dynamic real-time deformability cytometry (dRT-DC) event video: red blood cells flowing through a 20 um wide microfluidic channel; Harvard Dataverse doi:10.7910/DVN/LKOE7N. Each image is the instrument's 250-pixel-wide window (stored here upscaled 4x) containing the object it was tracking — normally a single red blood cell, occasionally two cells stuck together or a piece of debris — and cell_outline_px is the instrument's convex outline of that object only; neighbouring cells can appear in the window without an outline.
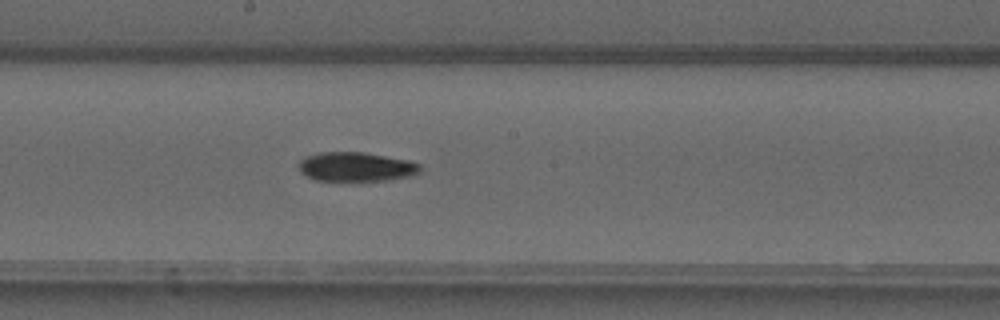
{"species": "common noctule bat (a hibernating species)", "species_latin": "Nyctalus noctula", "temperature_condition": "warm", "stored_images_in_passage": 30, "camera_frame_rate_fps": 3000, "um_per_image_px": 0.085, "animal": {"sex": "male", "forearm_length_mm": 52.5}, "frame": {"image": 1, "passage_image": 26, "time_ms": 8.333, "image_size_px": [1000, 320], "cell_outline_px": [[420, 172], [408, 176], [388, 180], [316, 180], [300, 172], [296, 164], [304, 156], [320, 152], [364, 152], [408, 160], [420, 164]], "centroid_in_image_um": [30.21, 14.16], "position_along_channel_um": 218.0, "area_um2": 20.63}}
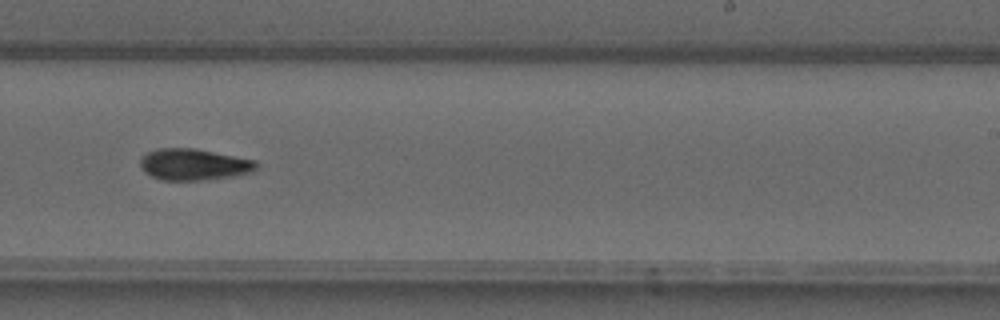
{"frame": {"image": 2, "passage_image": 30, "time_ms": 9.667, "image_size_px": [1000, 320], "cell_outline_px": [[260, 164], [252, 172], [232, 176], [200, 180], [164, 180], [152, 176], [140, 164], [140, 160], [148, 152], [156, 148], [196, 148], [256, 160]], "centroid_in_image_um": [16.53, 13.96], "position_along_channel_um": 272.5, "area_um2": 21.1}}